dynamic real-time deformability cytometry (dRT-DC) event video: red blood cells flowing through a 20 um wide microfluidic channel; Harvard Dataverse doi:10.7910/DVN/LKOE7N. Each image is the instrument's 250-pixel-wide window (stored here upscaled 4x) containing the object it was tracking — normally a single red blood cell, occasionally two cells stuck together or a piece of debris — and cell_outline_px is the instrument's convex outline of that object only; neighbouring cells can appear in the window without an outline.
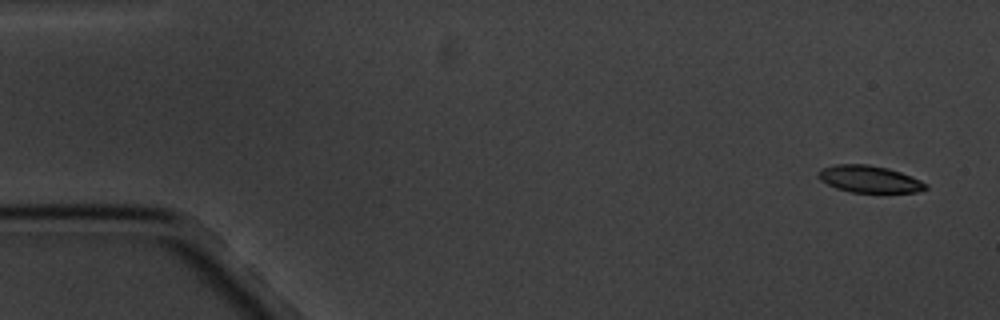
{"species": "common noctule bat (a hibernating species)", "species_latin": "Nyctalus noctula", "temperature_condition": "cold", "stored_images_in_passage": 5, "camera_frame_rate_fps": 3000, "um_per_image_px": 0.085, "animal": {"sex": "male", "body_mass_g": 20.1, "forearm_length_mm": 53.5}, "frame": {"image": 1, "passage_image": 1, "time_ms": 0.0, "image_size_px": [1000, 320], "cell_outline_px": [[928, 188], [916, 192], [852, 192], [836, 188], [820, 180], [816, 172], [820, 168], [836, 164], [868, 164], [888, 168], [900, 172], [920, 180], [928, 184]], "centroid_in_image_um": [73.86, 15.21], "position_along_channel_um": 11.1, "area_um2": 16.88}}
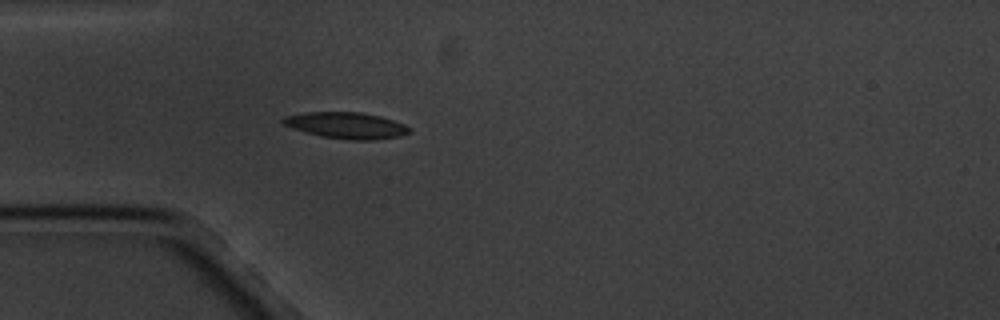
{"frame": {"image": 2, "passage_image": 5, "time_ms": 4.667, "image_size_px": [1000, 320], "cell_outline_px": [[412, 132], [400, 136], [372, 140], [348, 140], [320, 136], [292, 128], [284, 124], [280, 120], [284, 116], [304, 112], [360, 112], [380, 116], [404, 124], [412, 128]], "centroid_in_image_um": [29.45, 10.66], "position_along_channel_um": 55.6, "area_um2": 19.48}}